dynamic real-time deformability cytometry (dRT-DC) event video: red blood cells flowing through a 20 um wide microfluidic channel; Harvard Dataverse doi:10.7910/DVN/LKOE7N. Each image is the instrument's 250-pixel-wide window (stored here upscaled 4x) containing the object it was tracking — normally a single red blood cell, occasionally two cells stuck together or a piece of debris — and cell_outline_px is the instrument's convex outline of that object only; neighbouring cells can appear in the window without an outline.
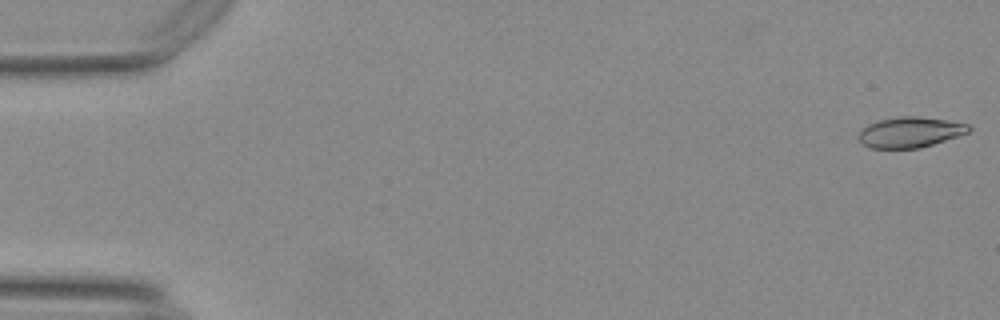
{"species": "Egyptian fruit bat (a non-hibernating species)", "species_latin": "Rousettus aegyptiacus", "temperature_condition": "warm", "stored_images_in_passage": 55, "camera_frame_rate_fps": 3000, "um_per_image_px": 0.085, "animal": {"sex": "female"}, "frame": {"image": 1, "passage_image": 1, "time_ms": 0.0, "image_size_px": [1000, 320], "cell_outline_px": [[972, 128], [968, 132], [920, 148], [868, 148], [860, 140], [860, 132], [868, 124], [880, 120], [900, 116], [916, 116], [944, 120], [968, 124]], "centroid_in_image_um": [77.35, 11.24], "position_along_channel_um": 7.7, "area_um2": 19.13}}
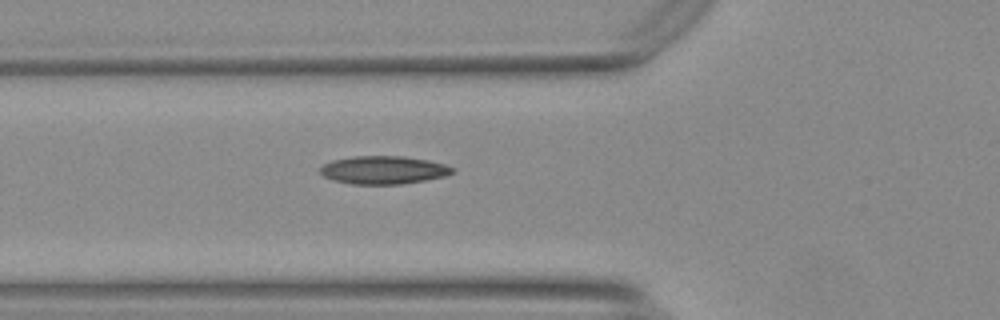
{"frame": {"image": 2, "passage_image": 20, "time_ms": 6.333, "image_size_px": [1000, 320], "cell_outline_px": [[456, 168], [452, 172], [444, 176], [424, 180], [400, 184], [352, 184], [332, 180], [324, 176], [320, 172], [320, 168], [324, 164], [332, 160], [352, 156], [404, 156], [428, 160], [444, 164]], "centroid_in_image_um": [32.58, 14.44], "position_along_channel_um": 93.2, "area_um2": 21.56}}
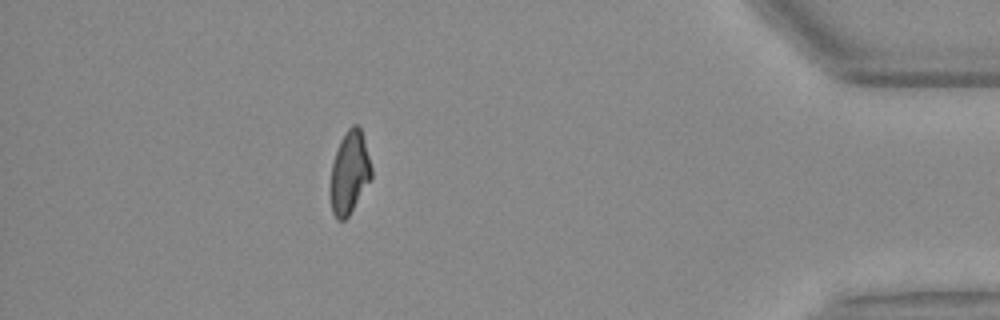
{"frame": {"image": 3, "passage_image": 49, "time_ms": 16.0, "image_size_px": [1000, 320], "cell_outline_px": [[372, 176], [348, 216], [344, 220], [336, 220], [332, 212], [332, 164], [340, 140], [348, 128], [352, 124], [356, 124], [360, 128], [364, 140], [372, 168]], "centroid_in_image_um": [29.72, 14.64], "position_along_channel_um": 405.5, "area_um2": 19.07}, "authors_computed_cell_mechanics": {"area_um2": 20.3456, "velocity_mm_per_s": 3.7279, "shape_relaxation_time_tau1_ms": null, "shape_relaxation_time_tau2_ms": 2.7932, "deformation_change_tau1": null, "deformation_change_tau2": 0.0921}}